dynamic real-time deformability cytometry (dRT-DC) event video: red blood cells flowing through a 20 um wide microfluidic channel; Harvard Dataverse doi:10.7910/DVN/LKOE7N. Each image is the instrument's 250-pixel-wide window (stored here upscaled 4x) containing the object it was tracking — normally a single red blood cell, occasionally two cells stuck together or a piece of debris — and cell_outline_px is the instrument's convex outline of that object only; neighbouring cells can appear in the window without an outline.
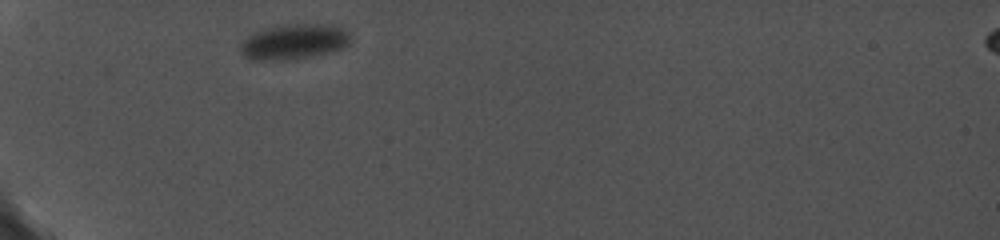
{"species": "common noctule bat (a hibernating species)", "species_latin": "Nyctalus noctula", "temperature_condition": "cold", "stored_images_in_passage": 5, "camera_frame_rate_fps": 5000, "um_per_image_px": 0.085, "animal": {"sex": "female", "body_mass_g": 19.0, "forearm_length_mm": 56.7}, "frame": {"image": 1, "passage_image": 1, "time_ms": 0.0, "image_size_px": [1000, 240], "cell_outline_px": [[348, 44], [344, 48], [332, 52], [288, 60], [252, 60], [244, 56], [240, 52], [240, 44], [252, 32], [268, 28], [288, 24], [316, 24], [340, 28], [348, 32]], "centroid_in_image_um": [24.93, 3.57], "position_along_channel_um": 60.1, "area_um2": 22.37}}
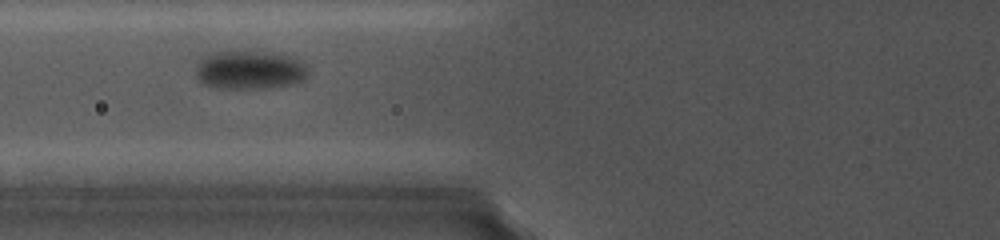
{"frame": {"image": 2, "passage_image": 3, "time_ms": 1.8, "image_size_px": [1000, 240], "cell_outline_px": [[304, 76], [300, 80], [284, 84], [244, 88], [232, 88], [208, 84], [200, 80], [196, 72], [196, 64], [200, 60], [212, 52], [264, 52], [296, 56], [304, 60]], "centroid_in_image_um": [21.2, 5.89], "position_along_channel_um": 104.6, "area_um2": 24.04}}
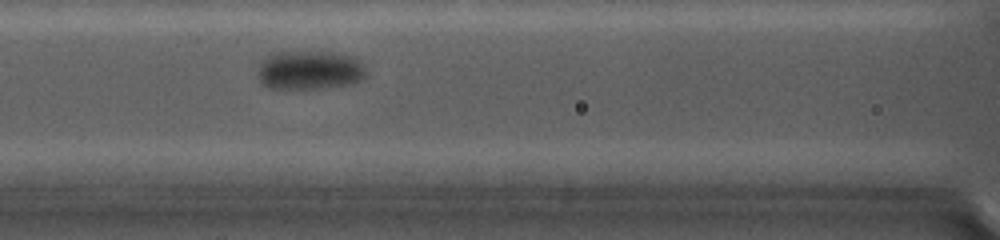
{"frame": {"image": 3, "passage_image": 4, "time_ms": 2.8, "image_size_px": [1000, 240], "cell_outline_px": [[364, 76], [356, 80], [340, 84], [316, 88], [272, 88], [264, 84], [260, 80], [260, 60], [268, 52], [336, 52], [356, 56], [364, 64]], "centroid_in_image_um": [26.28, 5.9], "position_along_channel_um": 140.3, "area_um2": 24.16}}